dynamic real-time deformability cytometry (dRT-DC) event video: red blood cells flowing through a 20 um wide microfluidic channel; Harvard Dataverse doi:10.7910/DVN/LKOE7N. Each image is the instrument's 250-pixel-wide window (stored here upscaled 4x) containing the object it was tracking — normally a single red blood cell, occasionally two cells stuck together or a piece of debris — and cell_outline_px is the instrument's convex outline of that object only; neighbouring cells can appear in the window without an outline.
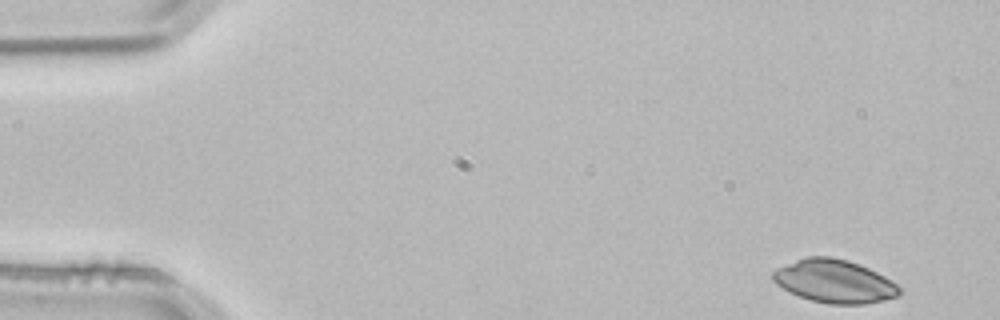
{"species": "common noctule bat (a hibernating species)", "species_latin": "Nyctalus noctula", "temperature_condition": "room temperature", "stored_images_in_passage": 3, "segment_of_instrument_passage": [2, 2], "camera_frame_rate_fps": 3000, "um_per_image_px": 0.085, "animal": {"sex": "male", "body_mass_g": 21.5, "forearm_length_mm": 52.0}, "frame": {"image": 1, "passage_image": 3, "time_ms": 0.667, "image_size_px": [1000, 320], "cell_outline_px": [[904, 288], [900, 296], [884, 300], [864, 304], [828, 304], [812, 300], [788, 292], [776, 284], [772, 280], [772, 272], [776, 268], [796, 260], [808, 256], [832, 256], [848, 260], [860, 264], [884, 276]], "centroid_in_image_um": [70.95, 23.91], "position_along_channel_um": 14.1, "area_um2": 32.14}}